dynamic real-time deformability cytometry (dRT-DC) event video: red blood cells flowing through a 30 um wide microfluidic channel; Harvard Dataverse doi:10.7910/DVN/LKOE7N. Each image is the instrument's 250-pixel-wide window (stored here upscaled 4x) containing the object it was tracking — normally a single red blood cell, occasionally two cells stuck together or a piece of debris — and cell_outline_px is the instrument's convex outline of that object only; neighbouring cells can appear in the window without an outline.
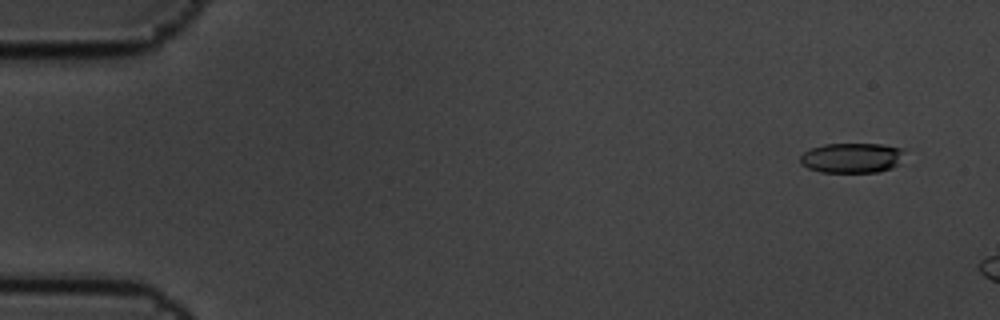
{"species": "common noctule bat (a hibernating species)", "species_latin": "Nyctalus noctula", "temperature_condition": "cold", "stored_images_in_passage": 3, "camera_frame_rate_fps": 3000, "um_per_image_px": 0.085, "animal": {"sex": "male", "body_mass_g": 19.5, "forearm_length_mm": 54.6}, "frame": {"image": 1, "passage_image": 1, "time_ms": 0.0, "image_size_px": [1000, 320], "cell_outline_px": [[904, 152], [900, 164], [892, 168], [876, 172], [820, 172], [808, 168], [800, 164], [800, 156], [804, 152], [812, 148], [824, 144], [880, 144], [904, 148]], "centroid_in_image_um": [72.42, 13.42], "position_along_channel_um": 12.6, "area_um2": 18.38}}